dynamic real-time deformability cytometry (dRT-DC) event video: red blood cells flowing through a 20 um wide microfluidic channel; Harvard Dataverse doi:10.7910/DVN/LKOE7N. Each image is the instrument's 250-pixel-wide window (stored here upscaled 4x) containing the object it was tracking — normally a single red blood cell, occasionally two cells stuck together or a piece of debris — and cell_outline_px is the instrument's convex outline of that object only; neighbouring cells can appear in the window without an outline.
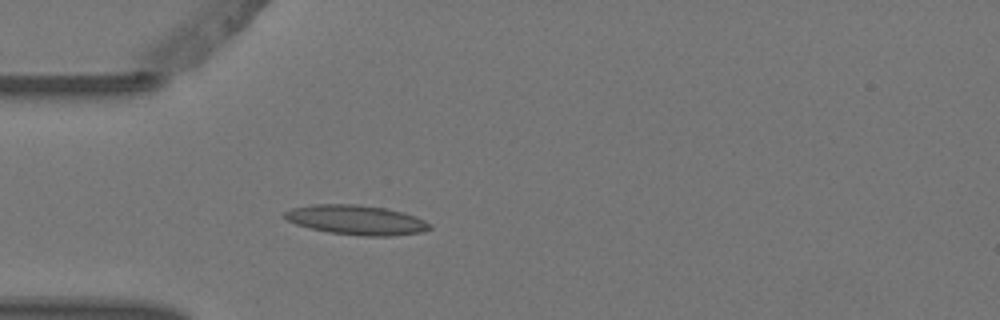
{"species": "Egyptian fruit bat (a non-hibernating species)", "species_latin": "Rousettus aegyptiacus", "temperature_condition": "warm", "stored_images_in_passage": 4, "camera_frame_rate_fps": 3000, "um_per_image_px": 0.085, "animal": {"sex": "female"}, "frame": {"image": 1, "passage_image": 4, "time_ms": 1.0, "image_size_px": [1000, 320], "cell_outline_px": [[432, 228], [424, 232], [388, 236], [360, 236], [328, 232], [296, 224], [280, 216], [284, 212], [292, 208], [312, 204], [356, 204], [384, 208], [404, 212], [416, 216], [432, 224]], "centroid_in_image_um": [30.3, 18.69], "position_along_channel_um": 54.7, "area_um2": 25.2}}